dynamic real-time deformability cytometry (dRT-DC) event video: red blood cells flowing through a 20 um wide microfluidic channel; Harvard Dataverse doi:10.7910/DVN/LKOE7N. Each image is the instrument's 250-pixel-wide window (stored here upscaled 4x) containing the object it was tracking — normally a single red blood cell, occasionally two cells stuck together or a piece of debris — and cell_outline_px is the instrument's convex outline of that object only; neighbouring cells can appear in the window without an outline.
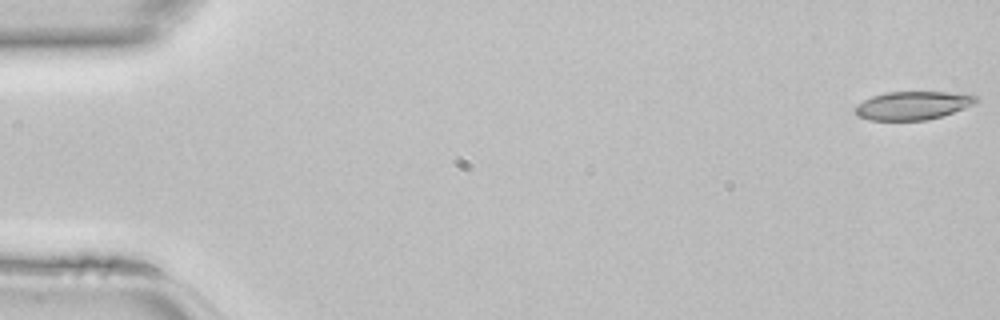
{"species": "common noctule bat (a hibernating species)", "species_latin": "Nyctalus noctula", "temperature_condition": "room temperature", "stored_images_in_passage": 45, "camera_frame_rate_fps": 3000, "um_per_image_px": 0.085, "animal": {"sex": "female", "body_mass_g": 22.7, "forearm_length_mm": 54.2}, "frame": {"image": 1, "passage_image": 1, "time_ms": 0.0, "image_size_px": [1000, 320], "cell_outline_px": [[980, 100], [976, 104], [928, 120], [868, 120], [860, 116], [852, 108], [856, 104], [872, 96], [884, 92], [972, 92]], "centroid_in_image_um": [77.64, 8.94], "position_along_channel_um": 7.4, "area_um2": 20.29}}
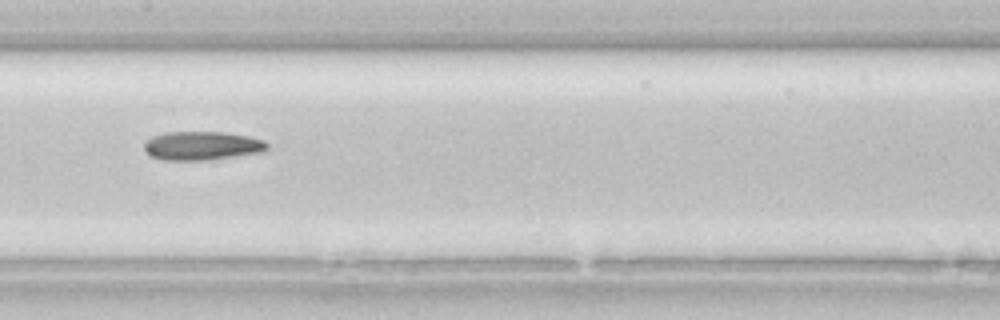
{"frame": {"image": 2, "passage_image": 23, "time_ms": 7.333, "image_size_px": [1000, 320], "cell_outline_px": [[268, 148], [264, 152], [208, 160], [164, 160], [152, 156], [144, 148], [144, 140], [152, 136], [164, 132], [224, 132], [248, 136], [264, 140], [268, 144]], "centroid_in_image_um": [17.18, 12.38], "position_along_channel_um": 190.2, "area_um2": 20.69}}
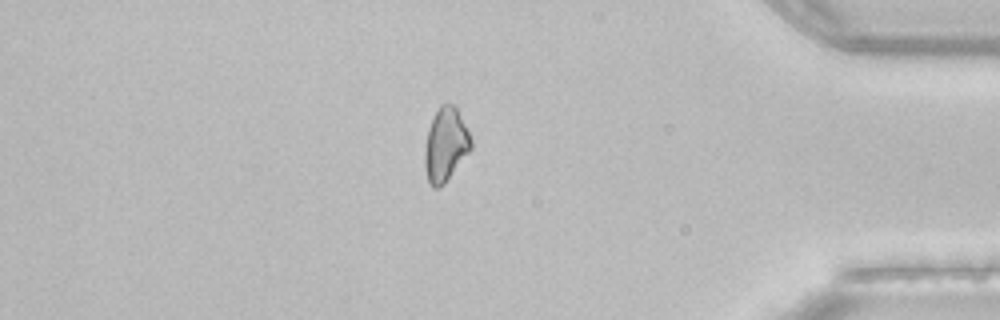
{"frame": {"image": 3, "passage_image": 39, "time_ms": 12.667, "image_size_px": [1000, 320], "cell_outline_px": [[472, 148], [444, 184], [436, 188], [432, 188], [428, 184], [424, 168], [424, 152], [428, 128], [440, 104], [456, 104], [472, 140]], "centroid_in_image_um": [37.86, 12.31], "position_along_channel_um": 397.3, "area_um2": 20.0}}